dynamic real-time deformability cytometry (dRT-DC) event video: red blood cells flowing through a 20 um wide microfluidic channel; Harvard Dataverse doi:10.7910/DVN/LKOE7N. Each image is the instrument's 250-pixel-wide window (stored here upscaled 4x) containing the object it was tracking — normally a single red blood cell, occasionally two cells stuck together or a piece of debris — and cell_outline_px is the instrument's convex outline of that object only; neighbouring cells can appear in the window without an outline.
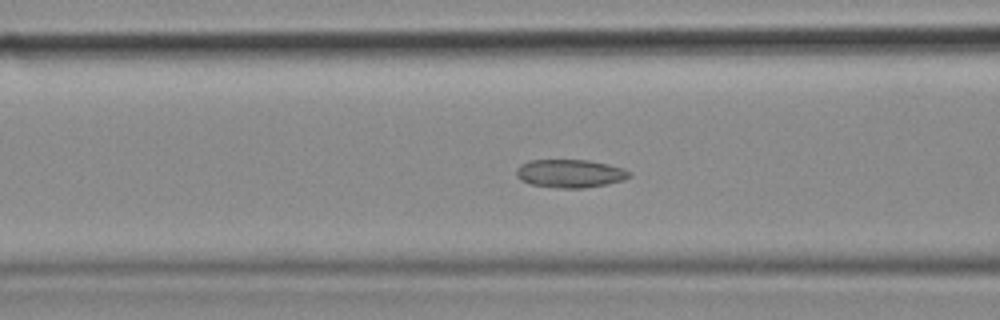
{"species": "common noctule bat (a hibernating species)", "species_latin": "Nyctalus noctula", "temperature_condition": "cold", "stored_images_in_passage": 49, "camera_frame_rate_fps": 3000, "um_per_image_px": 0.085, "animal": {"sex": "female", "body_mass_g": 18.4}, "frame": {"image": 1, "passage_image": 19, "time_ms": 6.0, "image_size_px": [1000, 320], "cell_outline_px": [[632, 176], [624, 180], [584, 188], [560, 188], [532, 184], [520, 180], [516, 176], [516, 168], [520, 164], [528, 160], [588, 160], [608, 164], [624, 168], [632, 172]], "centroid_in_image_um": [48.46, 14.74], "position_along_channel_um": 118.1, "area_um2": 18.67}}
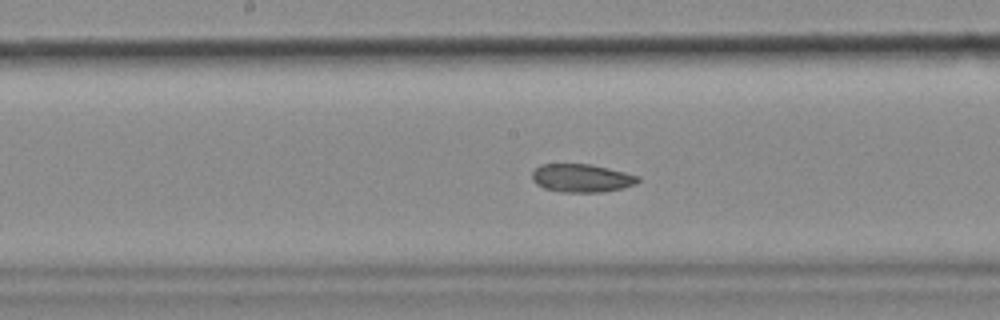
{"frame": {"image": 2, "passage_image": 25, "time_ms": 8.0, "image_size_px": [1000, 320], "cell_outline_px": [[640, 180], [636, 184], [624, 188], [604, 192], [560, 192], [544, 188], [536, 184], [532, 180], [532, 172], [540, 164], [592, 164], [640, 176]], "centroid_in_image_um": [49.45, 15.14], "position_along_channel_um": 198.8, "area_um2": 17.57}}
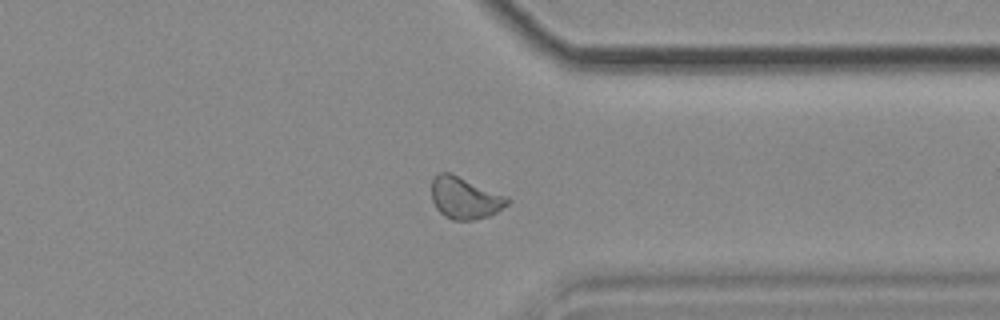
{"frame": {"image": 3, "passage_image": 38, "time_ms": 12.333, "image_size_px": [1000, 320], "cell_outline_px": [[512, 200], [508, 204], [496, 212], [488, 216], [472, 220], [452, 220], [444, 216], [436, 208], [432, 200], [432, 180], [440, 172], [452, 172], [508, 196]], "centroid_in_image_um": [39.53, 16.81], "position_along_channel_um": 371.9, "area_um2": 18.73}}